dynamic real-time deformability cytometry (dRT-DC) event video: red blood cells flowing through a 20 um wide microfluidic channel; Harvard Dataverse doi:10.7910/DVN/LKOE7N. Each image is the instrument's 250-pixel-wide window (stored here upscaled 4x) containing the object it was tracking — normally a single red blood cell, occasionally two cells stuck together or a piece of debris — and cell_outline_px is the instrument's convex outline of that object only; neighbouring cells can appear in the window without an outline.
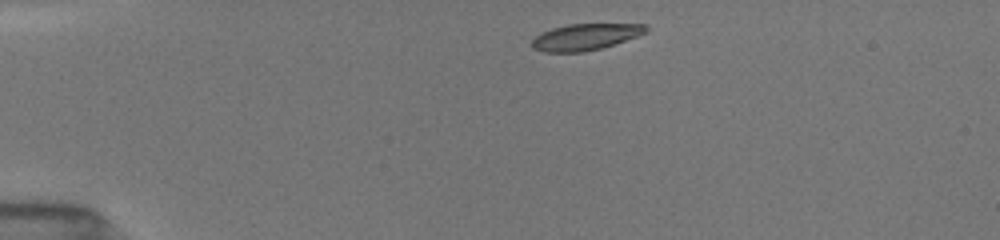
{"species": "common noctule bat (a hibernating species)", "species_latin": "Nyctalus noctula", "temperature_condition": "room temperature", "stored_images_in_passage": 11, "camera_frame_rate_fps": 3000, "um_per_image_px": 0.085, "animal": {"sex": "female", "body_mass_g": 19.5, "forearm_length_mm": 54.1}, "frame": {"image": 1, "passage_image": 1, "time_ms": 0.0, "image_size_px": [1000, 240], "cell_outline_px": [[648, 32], [600, 48], [584, 52], [544, 52], [532, 48], [532, 40], [540, 32], [552, 28], [568, 24], [648, 24]], "centroid_in_image_um": [49.73, 3.13], "position_along_channel_um": 35.3, "area_um2": 17.46}}
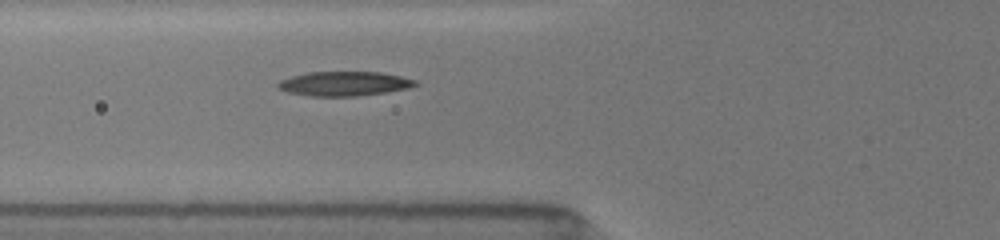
{"frame": {"image": 2, "passage_image": 7, "time_ms": 3.0, "image_size_px": [1000, 240], "cell_outline_px": [[420, 84], [408, 88], [384, 92], [356, 96], [312, 96], [288, 92], [276, 88], [276, 84], [280, 80], [292, 76], [308, 72], [380, 72], [400, 76], [416, 80]], "centroid_in_image_um": [29.24, 7.11], "position_along_channel_um": 96.6, "area_um2": 19.48}}
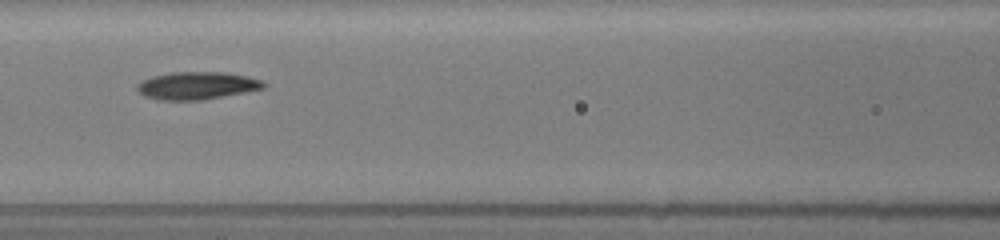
{"frame": {"image": 3, "passage_image": 10, "time_ms": 4.333, "image_size_px": [1000, 240], "cell_outline_px": [[268, 84], [264, 88], [244, 92], [200, 100], [156, 100], [144, 96], [136, 88], [136, 84], [140, 80], [152, 76], [172, 72], [228, 72], [248, 76], [264, 80]], "centroid_in_image_um": [16.73, 7.26], "position_along_channel_um": 149.9, "area_um2": 20.58}}